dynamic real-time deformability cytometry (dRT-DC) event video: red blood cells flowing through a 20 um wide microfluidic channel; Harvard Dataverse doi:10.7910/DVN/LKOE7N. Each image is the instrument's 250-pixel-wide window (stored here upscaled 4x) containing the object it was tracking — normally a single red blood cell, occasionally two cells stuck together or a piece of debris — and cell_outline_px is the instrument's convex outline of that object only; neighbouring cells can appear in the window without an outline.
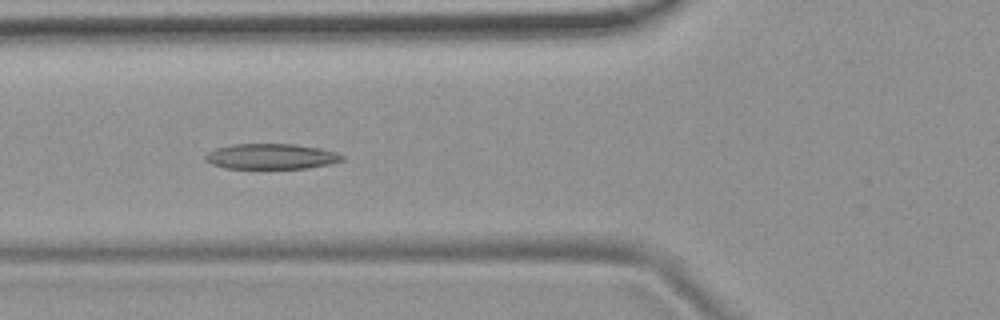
{"species": "common noctule bat (a hibernating species)", "species_latin": "Nyctalus noctula", "temperature_condition": "room temperature", "stored_images_in_passage": 53, "camera_frame_rate_fps": 3000, "um_per_image_px": 0.085, "animal": {"sex": "female", "body_mass_g": 19.9}, "frame": {"image": 1, "passage_image": 20, "time_ms": 6.333, "image_size_px": [1000, 320], "cell_outline_px": [[344, 160], [332, 164], [308, 168], [224, 168], [212, 164], [204, 160], [204, 156], [208, 152], [216, 148], [232, 144], [296, 144], [320, 148], [336, 152], [344, 156]], "centroid_in_image_um": [23.07, 13.29], "position_along_channel_um": 102.7, "area_um2": 20.4}}
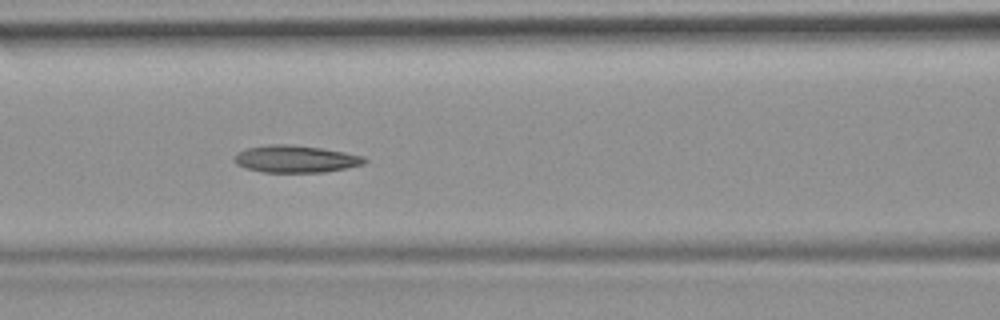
{"frame": {"image": 2, "passage_image": 23, "time_ms": 7.333, "image_size_px": [1000, 320], "cell_outline_px": [[368, 160], [364, 164], [324, 172], [264, 172], [244, 168], [236, 164], [236, 152], [244, 148], [268, 144], [292, 144], [320, 148], [344, 152], [364, 156]], "centroid_in_image_um": [25.1, 13.5], "position_along_channel_um": 141.5, "area_um2": 20.63}}
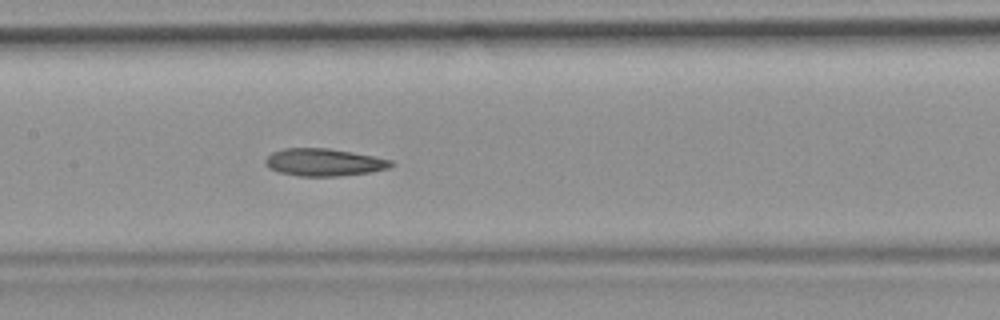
{"frame": {"image": 3, "passage_image": 26, "time_ms": 8.333, "image_size_px": [1000, 320], "cell_outline_px": [[396, 164], [388, 168], [372, 172], [340, 176], [300, 176], [280, 172], [268, 168], [264, 164], [264, 160], [272, 152], [284, 148], [328, 148], [352, 152], [392, 160]], "centroid_in_image_um": [27.53, 13.79], "position_along_channel_um": 179.9, "area_um2": 20.17}, "authors_computed_cell_mechanics": {"area_um2": 20.7502, "velocity_mm_per_s": 3.851, "shape_relaxation_time_tau1_ms": null, "shape_relaxation_time_tau2_ms": 8.3433, "deformation_change_tau1": null, "deformation_change_tau2": 0.1716}}